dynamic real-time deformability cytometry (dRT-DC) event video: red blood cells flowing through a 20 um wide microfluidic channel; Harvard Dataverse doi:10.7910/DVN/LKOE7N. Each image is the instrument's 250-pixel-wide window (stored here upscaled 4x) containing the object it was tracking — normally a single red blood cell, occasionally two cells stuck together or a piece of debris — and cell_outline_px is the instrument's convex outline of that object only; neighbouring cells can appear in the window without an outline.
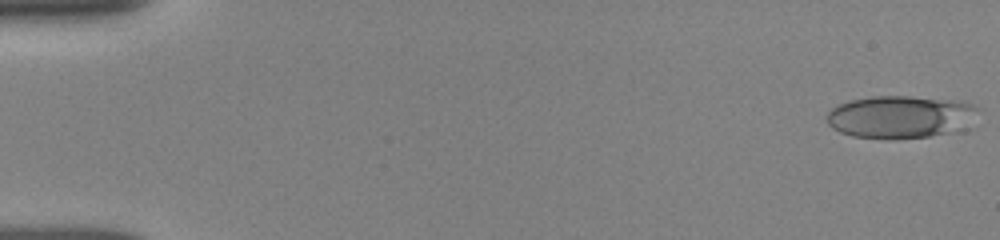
{"species": "human", "species_latin": "Homo sapiens", "temperature_condition": "room temperature", "stored_images_in_passage": 50, "camera_frame_rate_fps": 3000, "um_per_image_px": 0.085, "donor": {"sex": "female"}, "frame": {"image": 1, "passage_image": 1, "time_ms": 0.0, "image_size_px": [1000, 240], "cell_outline_px": [[976, 108], [944, 132], [928, 136], [892, 140], [888, 140], [852, 136], [840, 132], [832, 128], [828, 124], [828, 112], [832, 108], [840, 104], [852, 100], [872, 96], [908, 96], [968, 104]], "centroid_in_image_um": [76.16, 9.94], "position_along_channel_um": 8.8, "area_um2": 35.08}}
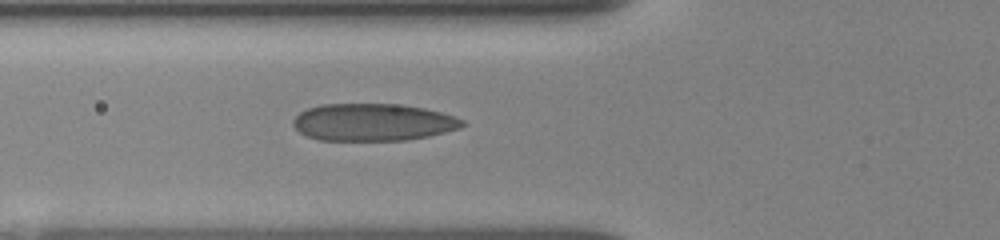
{"frame": {"image": 2, "passage_image": 37, "time_ms": 6.0, "image_size_px": [1000, 240], "cell_outline_px": [[468, 124], [460, 128], [428, 136], [408, 140], [320, 140], [308, 136], [300, 132], [292, 124], [292, 120], [300, 112], [308, 108], [320, 104], [400, 104], [424, 108], [456, 116], [464, 120]], "centroid_in_image_um": [31.73, 10.38], "position_along_channel_um": 94.1, "area_um2": 36.88}}
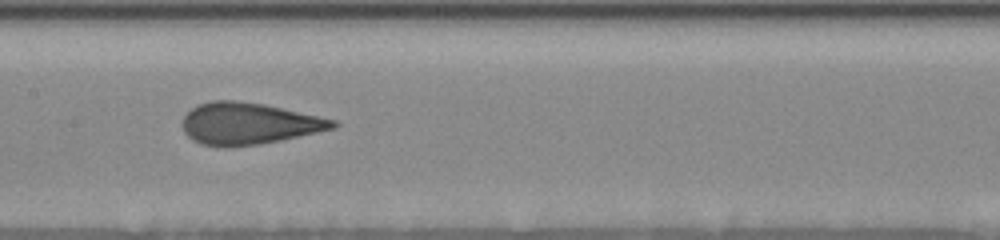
{"frame": {"image": 3, "passage_image": 49, "time_ms": 8.333, "image_size_px": [1000, 240], "cell_outline_px": [[340, 124], [336, 128], [280, 140], [260, 144], [228, 148], [224, 148], [200, 144], [192, 140], [184, 132], [184, 116], [192, 108], [200, 104], [212, 100], [240, 100], [264, 104], [336, 120]], "centroid_in_image_um": [21.14, 10.51], "position_along_channel_um": 186.3, "area_um2": 36.65}}